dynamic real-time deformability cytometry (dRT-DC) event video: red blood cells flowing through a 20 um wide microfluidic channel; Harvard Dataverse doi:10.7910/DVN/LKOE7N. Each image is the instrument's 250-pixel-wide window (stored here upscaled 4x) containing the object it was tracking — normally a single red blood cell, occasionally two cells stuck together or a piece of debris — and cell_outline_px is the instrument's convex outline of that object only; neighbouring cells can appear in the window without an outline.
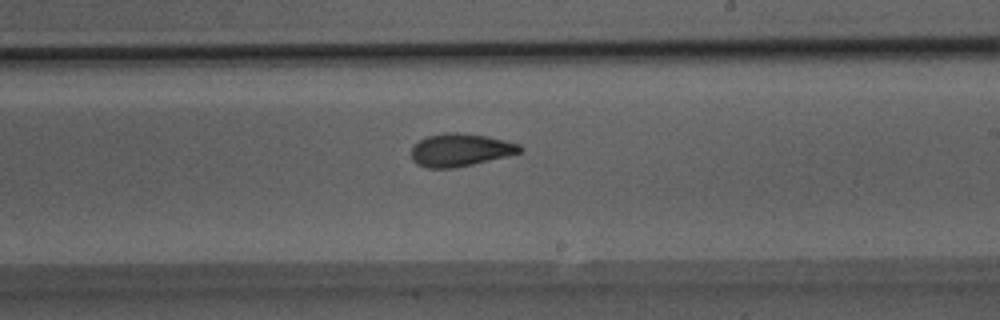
{"species": "Egyptian fruit bat (a non-hibernating species)", "species_latin": "Rousettus aegyptiacus", "temperature_condition": "room temperature", "stored_images_in_passage": 42, "camera_frame_rate_fps": 3000, "um_per_image_px": 0.085, "animal": {"sex": "male"}, "frame": {"image": 1, "passage_image": 22, "time_ms": 7.0, "image_size_px": [1000, 320], "cell_outline_px": [[524, 148], [520, 152], [508, 156], [456, 168], [428, 168], [416, 164], [412, 160], [412, 144], [428, 136], [444, 132], [456, 132], [484, 136], [504, 140], [520, 144]], "centroid_in_image_um": [39.11, 12.75], "position_along_channel_um": 249.9, "area_um2": 20.81}}
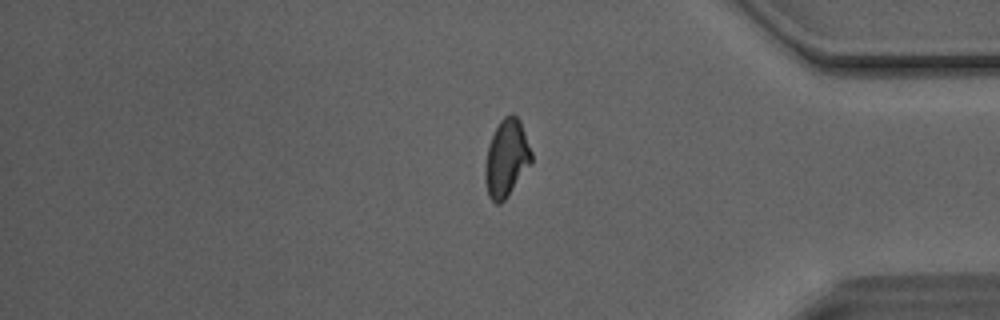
{"frame": {"image": 2, "passage_image": 34, "time_ms": 11.0, "image_size_px": [1000, 320], "cell_outline_px": [[532, 164], [504, 200], [500, 204], [496, 204], [488, 196], [484, 180], [484, 164], [488, 148], [492, 136], [500, 120], [504, 116], [512, 112], [520, 120], [532, 152]], "centroid_in_image_um": [43.05, 13.46], "position_along_channel_um": 392.2, "area_um2": 21.04}}
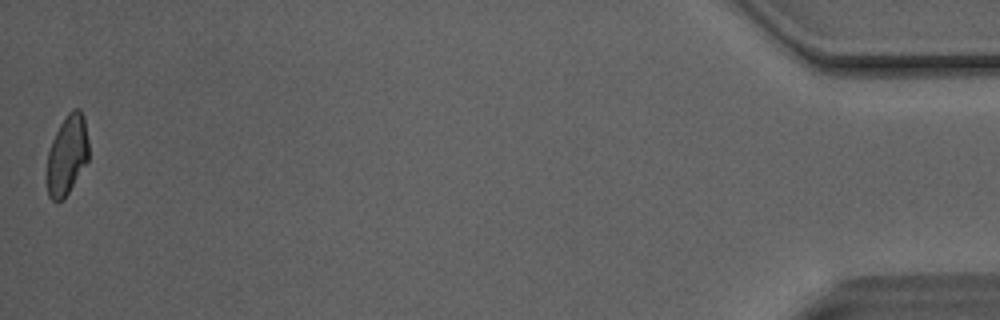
{"frame": {"image": 3, "passage_image": 42, "time_ms": 13.667, "image_size_px": [1000, 320], "cell_outline_px": [[88, 160], [64, 200], [56, 204], [48, 196], [48, 152], [52, 140], [60, 124], [68, 112], [72, 108], [80, 108], [84, 116], [88, 140]], "centroid_in_image_um": [5.71, 13.18], "position_along_channel_um": 429.5, "area_um2": 19.42}, "authors_computed_cell_mechanics": {"area_um2": 20.8369, "velocity_mm_per_s": 4.1387, "shape_relaxation_time_tau1_ms": 4.5875, "shape_relaxation_time_tau2_ms": 1.8504, "deformation_change_tau1": 0.1404, "deformation_change_tau2": 0.0781}}